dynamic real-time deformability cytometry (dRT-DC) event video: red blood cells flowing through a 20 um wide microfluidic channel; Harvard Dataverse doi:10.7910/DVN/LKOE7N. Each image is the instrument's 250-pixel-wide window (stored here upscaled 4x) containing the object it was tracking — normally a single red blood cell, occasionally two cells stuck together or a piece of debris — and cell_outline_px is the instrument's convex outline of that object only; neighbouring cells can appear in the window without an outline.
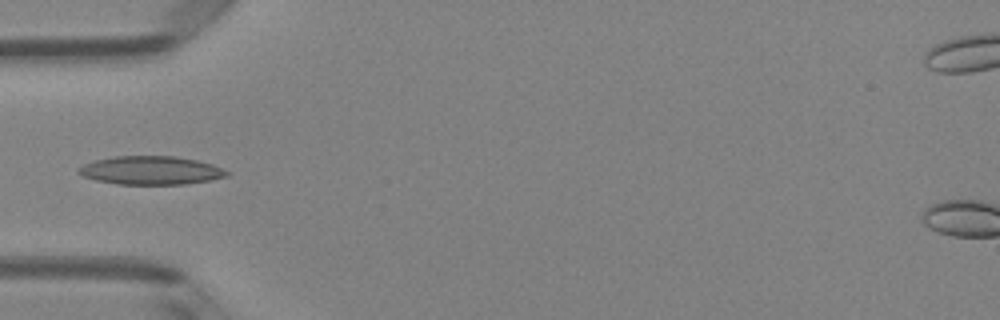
{"species": "Egyptian fruit bat (a non-hibernating species)", "species_latin": "Rousettus aegyptiacus", "temperature_condition": "room temperature", "stored_images_in_passage": 5, "camera_frame_rate_fps": 3000, "um_per_image_px": 0.085, "animal": {"sex": "female"}, "frame": {"image": 1, "passage_image": 5, "time_ms": 1.333, "image_size_px": [1000, 320], "cell_outline_px": [[232, 172], [228, 176], [208, 180], [184, 184], [116, 184], [96, 180], [80, 176], [76, 172], [76, 168], [84, 164], [96, 160], [112, 156], [176, 156], [196, 160], [212, 164]], "centroid_in_image_um": [12.79, 14.48], "position_along_channel_um": 72.2, "area_um2": 24.74}}